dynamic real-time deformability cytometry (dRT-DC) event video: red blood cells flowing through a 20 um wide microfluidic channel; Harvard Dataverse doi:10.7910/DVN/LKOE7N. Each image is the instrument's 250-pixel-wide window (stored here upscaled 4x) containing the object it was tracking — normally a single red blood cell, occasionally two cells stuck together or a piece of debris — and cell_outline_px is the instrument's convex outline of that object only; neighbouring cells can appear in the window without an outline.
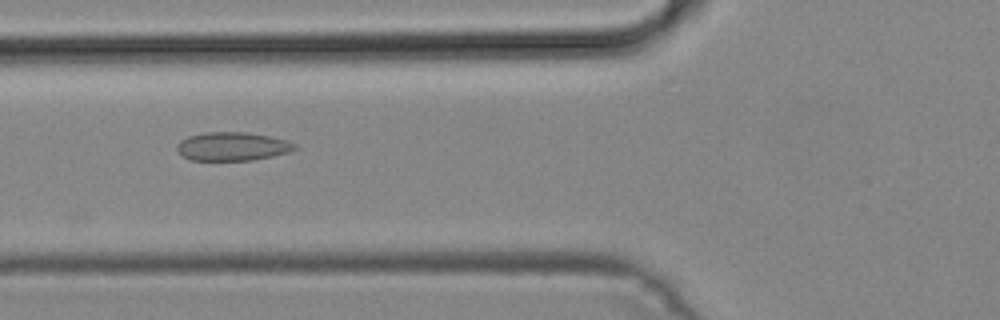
{"species": "common noctule bat (a hibernating species)", "species_latin": "Nyctalus noctula", "temperature_condition": "cold", "stored_images_in_passage": 24, "camera_frame_rate_fps": 3000, "um_per_image_px": 0.085, "animal": {"sex": "male", "body_mass_g": 19.2, "forearm_length_mm": 51.8}, "frame": {"image": 1, "passage_image": 7, "time_ms": 2.0, "image_size_px": [1000, 320], "cell_outline_px": [[296, 148], [288, 152], [272, 156], [252, 160], [192, 160], [184, 156], [176, 148], [176, 144], [180, 140], [188, 136], [204, 132], [248, 132], [288, 140], [296, 144]], "centroid_in_image_um": [19.74, 12.43], "position_along_channel_um": 106.1, "area_um2": 19.54}}
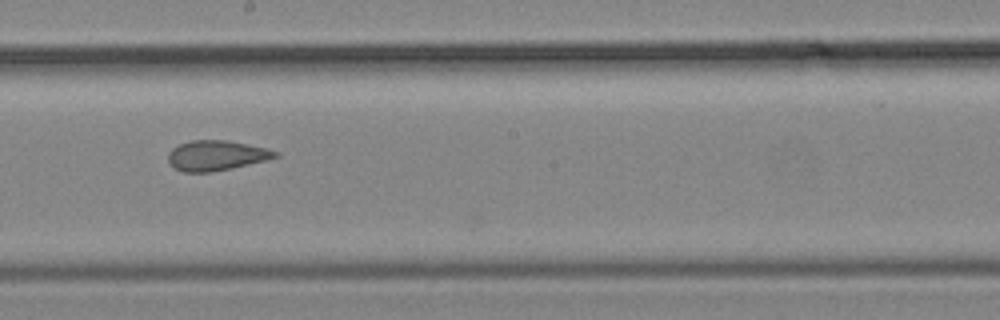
{"frame": {"image": 2, "passage_image": 16, "time_ms": 5.0, "image_size_px": [1000, 320], "cell_outline_px": [[280, 156], [268, 160], [232, 168], [208, 172], [184, 172], [168, 164], [168, 152], [172, 148], [180, 144], [192, 140], [228, 140], [264, 148], [280, 152]], "centroid_in_image_um": [18.39, 13.22], "position_along_channel_um": 229.8, "area_um2": 18.79}}
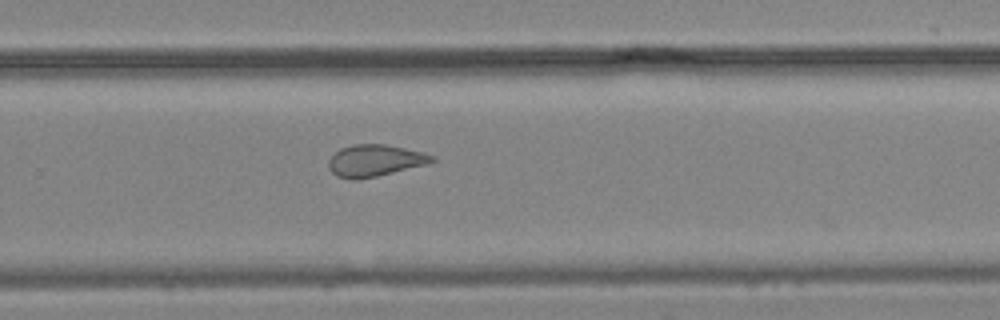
{"frame": {"image": 3, "passage_image": 21, "time_ms": 6.667, "image_size_px": [1000, 320], "cell_outline_px": [[436, 160], [428, 164], [376, 176], [356, 180], [352, 180], [336, 176], [328, 168], [328, 160], [340, 148], [352, 144], [384, 144], [424, 152], [436, 156]], "centroid_in_image_um": [31.87, 13.64], "position_along_channel_um": 297.9, "area_um2": 19.25}}